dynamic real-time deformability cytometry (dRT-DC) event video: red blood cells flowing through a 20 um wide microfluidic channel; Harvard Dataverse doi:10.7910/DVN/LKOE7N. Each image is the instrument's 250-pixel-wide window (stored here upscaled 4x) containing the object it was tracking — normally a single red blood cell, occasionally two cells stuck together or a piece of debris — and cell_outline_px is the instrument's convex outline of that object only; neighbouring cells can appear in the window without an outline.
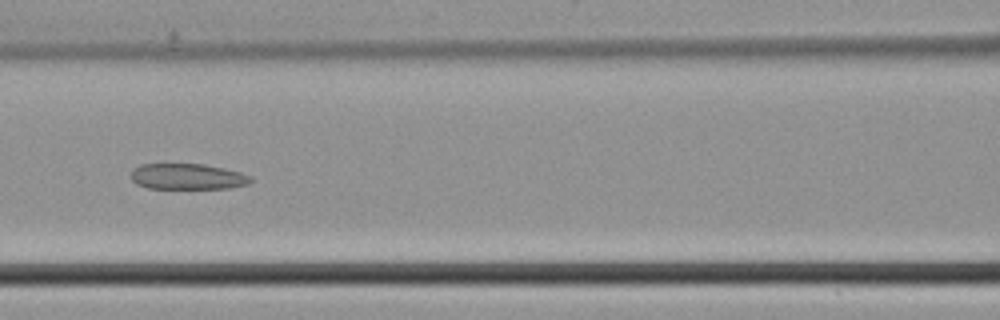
{"species": "common noctule bat (a hibernating species)", "species_latin": "Nyctalus noctula", "temperature_condition": "cold", "stored_images_in_passage": 32, "camera_frame_rate_fps": 3000, "um_per_image_px": 0.085, "animal": {"sex": "male", "body_mass_g": 21.5, "forearm_length_mm": 52.0}, "frame": {"image": 1, "passage_image": 9, "time_ms": 2.667, "image_size_px": [1000, 320], "cell_outline_px": [[252, 180], [248, 184], [228, 188], [148, 188], [136, 184], [132, 180], [132, 168], [140, 164], [204, 164], [224, 168], [240, 172], [252, 176]], "centroid_in_image_um": [15.94, 15.0], "position_along_channel_um": 150.7, "area_um2": 18.03}}
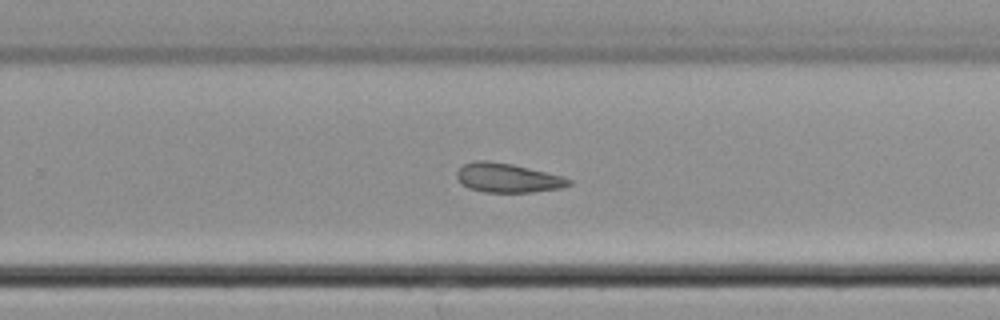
{"frame": {"image": 2, "passage_image": 18, "time_ms": 5.667, "image_size_px": [1000, 320], "cell_outline_px": [[572, 184], [564, 188], [532, 192], [484, 192], [468, 188], [456, 176], [456, 172], [464, 164], [472, 160], [488, 160], [512, 164], [564, 176], [572, 180]], "centroid_in_image_um": [43.19, 15.11], "position_along_channel_um": 286.6, "area_um2": 19.19}}
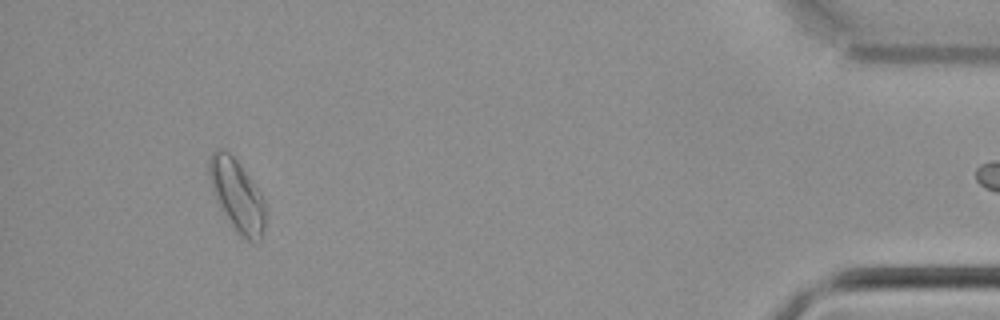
{"frame": {"image": 3, "passage_image": 31, "time_ms": 10.0, "image_size_px": [1000, 320], "cell_outline_px": [[268, 212], [260, 244], [252, 244], [240, 236], [228, 224], [216, 200], [208, 176], [208, 160], [212, 152], [220, 148], [228, 152], [240, 164], [260, 192], [264, 200]], "centroid_in_image_um": [20.17, 16.7], "position_along_channel_um": 415.0, "area_um2": 24.39}}